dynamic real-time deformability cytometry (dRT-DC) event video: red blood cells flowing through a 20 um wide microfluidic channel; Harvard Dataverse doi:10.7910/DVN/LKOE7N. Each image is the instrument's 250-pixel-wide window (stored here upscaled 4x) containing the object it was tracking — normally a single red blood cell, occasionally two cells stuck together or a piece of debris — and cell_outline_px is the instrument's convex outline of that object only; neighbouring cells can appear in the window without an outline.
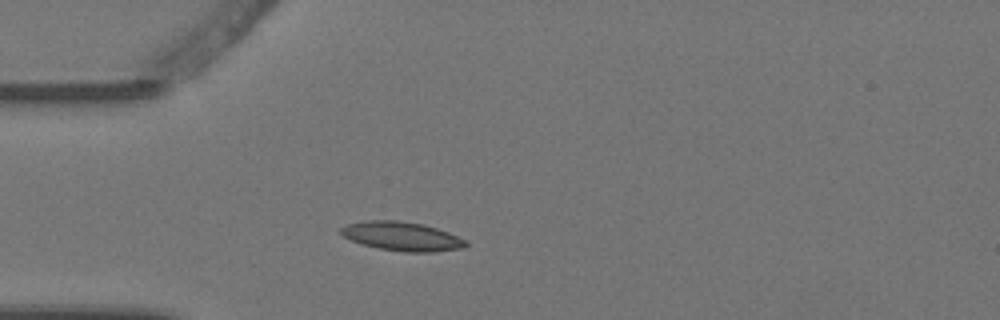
{"species": "Egyptian fruit bat (a non-hibernating species)", "species_latin": "Rousettus aegyptiacus", "temperature_condition": "warm", "stored_images_in_passage": 2, "camera_frame_rate_fps": 3000, "um_per_image_px": 0.085, "animal": {"sex": "female"}, "frame": {"image": 1, "passage_image": 2, "time_ms": 0.333, "image_size_px": [1000, 320], "cell_outline_px": [[468, 244], [464, 248], [432, 252], [404, 252], [380, 248], [364, 244], [352, 240], [344, 236], [340, 232], [340, 228], [344, 224], [368, 220], [396, 220], [424, 224], [448, 232], [464, 240]], "centroid_in_image_um": [34.15, 20.08], "position_along_channel_um": 50.9, "area_um2": 20.92}}